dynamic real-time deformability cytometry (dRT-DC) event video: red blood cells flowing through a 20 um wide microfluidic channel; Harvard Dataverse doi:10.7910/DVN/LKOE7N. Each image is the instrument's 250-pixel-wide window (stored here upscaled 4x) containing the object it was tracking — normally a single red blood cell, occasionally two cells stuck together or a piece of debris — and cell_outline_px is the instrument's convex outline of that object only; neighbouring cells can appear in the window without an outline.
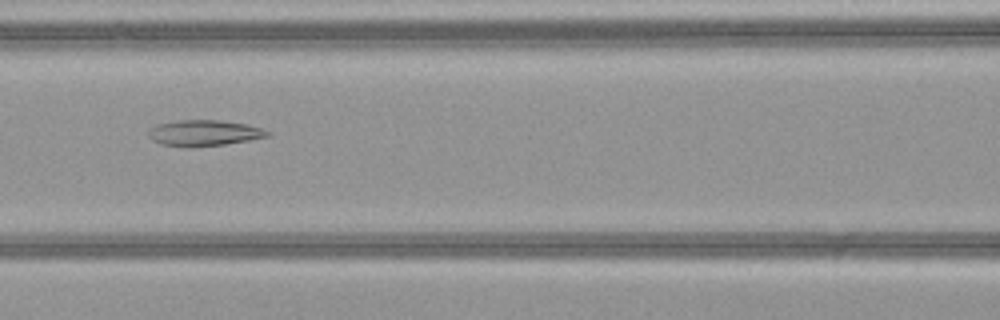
{"species": "common noctule bat (a hibernating species)", "species_latin": "Nyctalus noctula", "temperature_condition": "warm", "stored_images_in_passage": 48, "camera_frame_rate_fps": 3000, "um_per_image_px": 0.085, "animal": {"sex": "female", "body_mass_g": 21.9}, "frame": {"image": 1, "passage_image": 24, "time_ms": 7.667, "image_size_px": [1000, 320], "cell_outline_px": [[272, 136], [224, 144], [192, 148], [188, 148], [160, 144], [152, 140], [148, 136], [148, 128], [156, 124], [176, 120], [220, 120], [248, 124], [260, 128], [268, 132]], "centroid_in_image_um": [17.28, 11.31], "position_along_channel_um": 149.3, "area_um2": 18.26}}
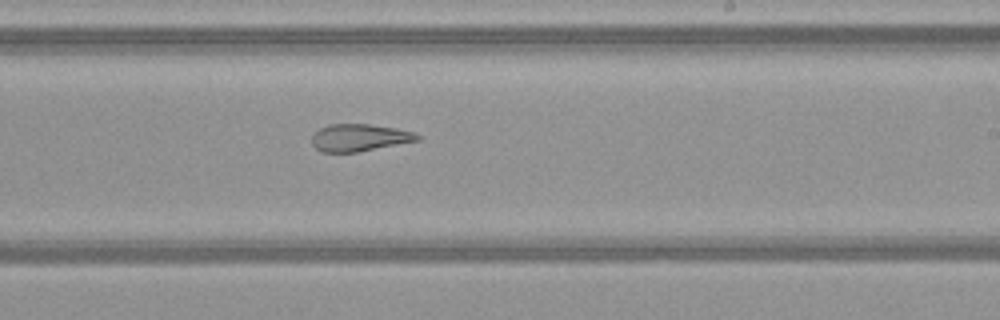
{"frame": {"image": 2, "passage_image": 32, "time_ms": 10.333, "image_size_px": [1000, 320], "cell_outline_px": [[420, 140], [356, 152], [324, 152], [316, 148], [312, 144], [312, 136], [320, 128], [328, 124], [368, 124], [396, 128], [412, 132], [420, 136]], "centroid_in_image_um": [30.53, 11.69], "position_along_channel_um": 258.5, "area_um2": 16.53}}
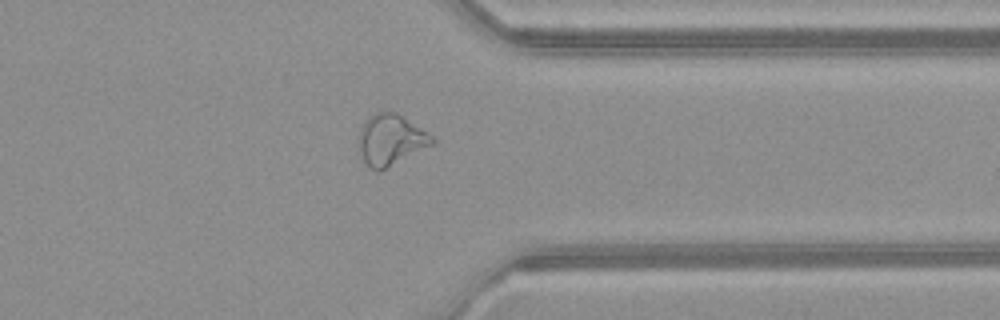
{"frame": {"image": 3, "passage_image": 41, "time_ms": 13.333, "image_size_px": [1000, 320], "cell_outline_px": [[436, 144], [380, 172], [376, 172], [368, 168], [360, 152], [360, 128], [368, 116], [372, 112], [396, 112], [432, 136], [436, 140]], "centroid_in_image_um": [33.23, 11.92], "position_along_channel_um": 378.2, "area_um2": 21.96}}